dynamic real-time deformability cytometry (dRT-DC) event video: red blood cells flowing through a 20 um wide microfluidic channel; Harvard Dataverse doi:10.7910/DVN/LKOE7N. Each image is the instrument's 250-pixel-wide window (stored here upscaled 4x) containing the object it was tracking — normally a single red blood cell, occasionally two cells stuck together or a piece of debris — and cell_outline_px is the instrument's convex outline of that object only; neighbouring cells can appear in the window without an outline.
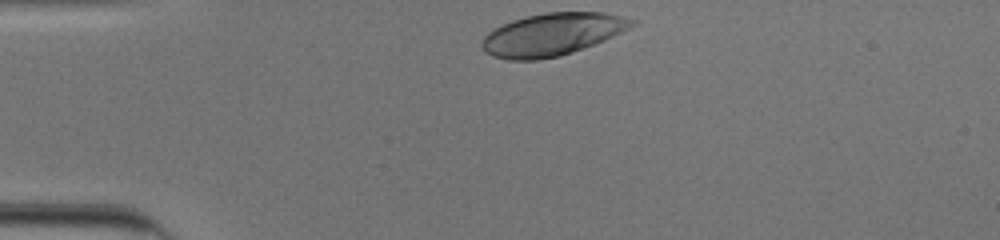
{"species": "human", "species_latin": "Homo sapiens", "temperature_condition": "cold", "stored_images_in_passage": 31, "camera_frame_rate_fps": 3000, "um_per_image_px": 0.085, "donor": {"sex": "male"}, "frame": {"image": 1, "passage_image": 1, "time_ms": 0.0, "image_size_px": [1000, 240], "cell_outline_px": [[640, 20], [636, 24], [604, 40], [560, 56], [536, 60], [508, 60], [492, 56], [484, 52], [480, 44], [484, 36], [488, 32], [512, 20], [528, 16], [548, 12], [604, 12]], "centroid_in_image_um": [46.93, 2.92], "position_along_channel_um": 38.1, "area_um2": 36.93}}
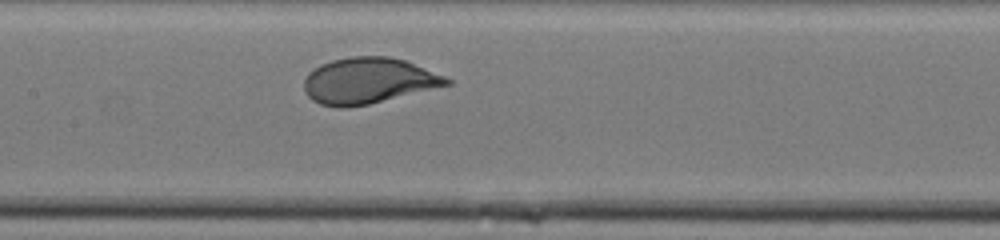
{"frame": {"image": 2, "passage_image": 15, "time_ms": 4.667, "image_size_px": [1000, 240], "cell_outline_px": [[452, 84], [368, 104], [344, 108], [336, 108], [320, 104], [312, 100], [308, 96], [304, 88], [304, 80], [308, 72], [320, 64], [332, 60], [352, 56], [388, 56], [404, 60], [444, 76], [452, 80]], "centroid_in_image_um": [31.27, 6.86], "position_along_channel_um": 176.1, "area_um2": 38.03}}
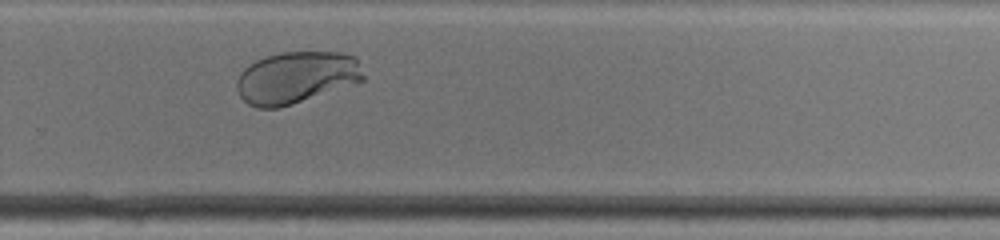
{"frame": {"image": 3, "passage_image": 25, "time_ms": 8.0, "image_size_px": [1000, 240], "cell_outline_px": [[364, 80], [280, 108], [260, 108], [248, 104], [240, 96], [236, 88], [236, 80], [240, 72], [244, 68], [256, 60], [268, 56], [284, 52], [340, 52], [356, 56], [364, 76]], "centroid_in_image_um": [25.16, 6.58], "position_along_channel_um": 304.6, "area_um2": 38.15}, "authors_computed_cell_mechanics": {"area_um2": 38.148, "velocity_mm_per_s": 3.8683, "shape_relaxation_time_tau1_ms": 2.8007, "shape_relaxation_time_tau2_ms": null, "deformation_change_tau1": 0.1677, "deformation_change_tau2": null}}